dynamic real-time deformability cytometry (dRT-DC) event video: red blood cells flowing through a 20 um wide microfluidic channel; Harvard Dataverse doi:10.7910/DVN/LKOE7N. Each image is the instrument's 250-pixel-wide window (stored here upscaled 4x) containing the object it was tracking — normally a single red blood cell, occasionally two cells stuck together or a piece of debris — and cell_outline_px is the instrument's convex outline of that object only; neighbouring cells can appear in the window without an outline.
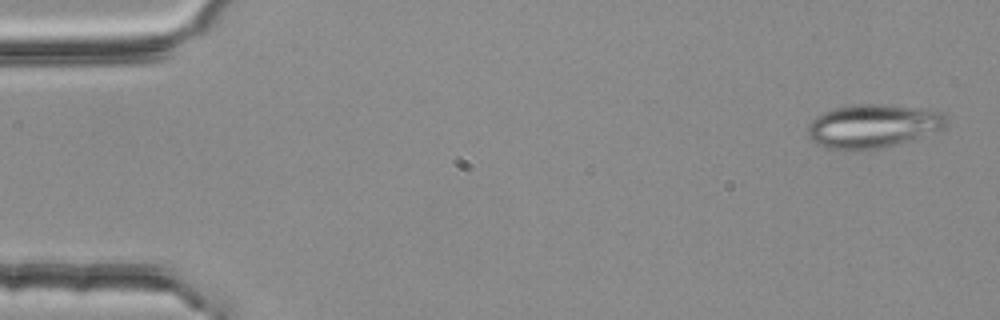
{"species": "common noctule bat (a hibernating species)", "species_latin": "Nyctalus noctula", "temperature_condition": "room temperature", "stored_images_in_passage": 3, "camera_frame_rate_fps": 3000, "um_per_image_px": 0.085, "animal": {"sex": "female", "body_mass_g": 25.1}, "frame": {"image": 1, "passage_image": 1, "time_ms": 0.0, "image_size_px": [1000, 320], "cell_outline_px": [[948, 124], [944, 128], [896, 144], [880, 148], [824, 148], [816, 144], [808, 136], [808, 124], [816, 116], [824, 112], [836, 108], [856, 104], [888, 104], [928, 108], [944, 112], [948, 120]], "centroid_in_image_um": [74.24, 10.67], "position_along_channel_um": 10.8, "area_um2": 34.97}}